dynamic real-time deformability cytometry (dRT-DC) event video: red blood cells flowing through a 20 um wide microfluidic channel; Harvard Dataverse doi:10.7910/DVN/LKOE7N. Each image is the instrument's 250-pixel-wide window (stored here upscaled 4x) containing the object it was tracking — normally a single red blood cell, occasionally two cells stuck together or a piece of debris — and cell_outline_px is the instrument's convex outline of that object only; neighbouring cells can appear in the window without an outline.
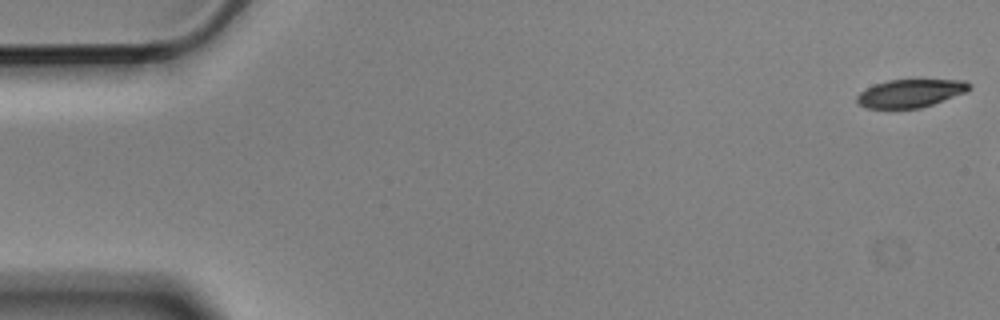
{"species": "Egyptian fruit bat (a non-hibernating species)", "species_latin": "Rousettus aegyptiacus", "temperature_condition": "cold", "stored_images_in_passage": 3, "camera_frame_rate_fps": 3000, "um_per_image_px": 0.085, "animal": {"sex": "male"}, "frame": {"image": 1, "passage_image": 1, "time_ms": 0.0, "image_size_px": [1000, 320], "cell_outline_px": [[972, 88], [968, 92], [920, 108], [864, 108], [856, 104], [856, 96], [860, 92], [876, 84], [888, 80], [964, 80], [972, 84]], "centroid_in_image_um": [77.4, 7.93], "position_along_channel_um": 7.6, "area_um2": 18.44}}